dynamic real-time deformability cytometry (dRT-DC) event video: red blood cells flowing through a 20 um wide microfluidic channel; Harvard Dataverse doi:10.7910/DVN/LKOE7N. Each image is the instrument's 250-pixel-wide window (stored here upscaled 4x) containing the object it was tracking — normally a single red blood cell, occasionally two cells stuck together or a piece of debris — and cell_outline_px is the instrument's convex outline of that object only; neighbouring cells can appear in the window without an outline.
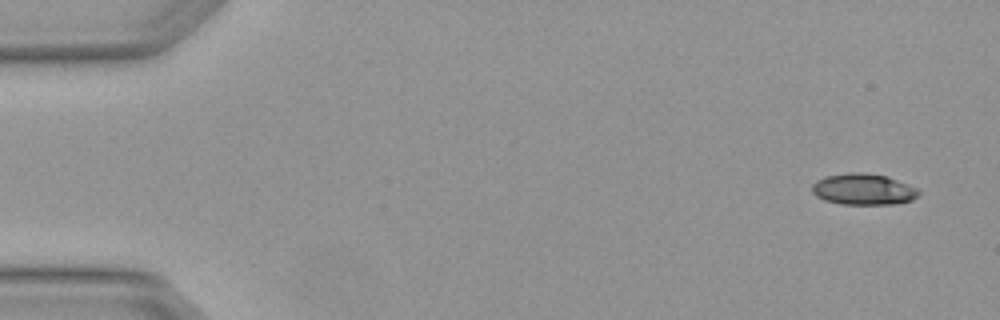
{"species": "Egyptian fruit bat (a non-hibernating species)", "species_latin": "Rousettus aegyptiacus", "temperature_condition": "warm", "stored_images_in_passage": 4, "camera_frame_rate_fps": 3000, "um_per_image_px": 0.085, "animal": {"sex": "female"}, "frame": {"image": 1, "passage_image": 1, "time_ms": 0.0, "image_size_px": [1000, 320], "cell_outline_px": [[920, 196], [912, 200], [896, 204], [840, 204], [824, 200], [816, 196], [812, 192], [812, 184], [816, 180], [824, 176], [848, 172], [860, 172], [888, 176], [916, 188], [920, 192]], "centroid_in_image_um": [73.37, 16.09], "position_along_channel_um": 11.6, "area_um2": 19.59}}
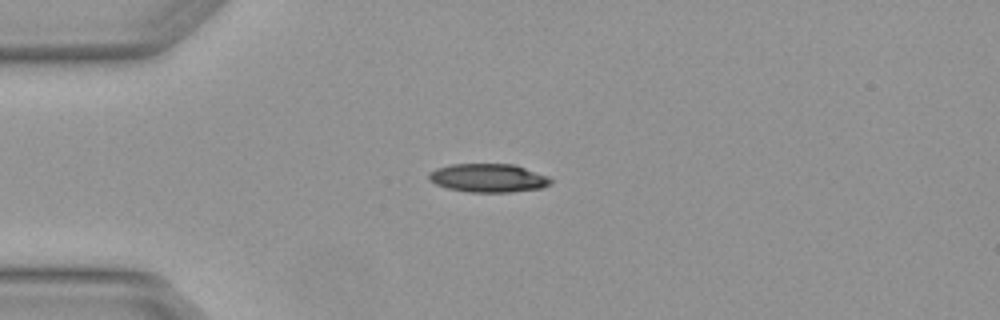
{"frame": {"image": 2, "passage_image": 3, "time_ms": 0.667, "image_size_px": [1000, 320], "cell_outline_px": [[552, 184], [544, 188], [512, 192], [468, 192], [448, 188], [436, 184], [428, 180], [428, 172], [436, 168], [452, 164], [512, 164], [548, 176], [552, 180]], "centroid_in_image_um": [41.5, 15.13], "position_along_channel_um": 43.5, "area_um2": 20.35}}
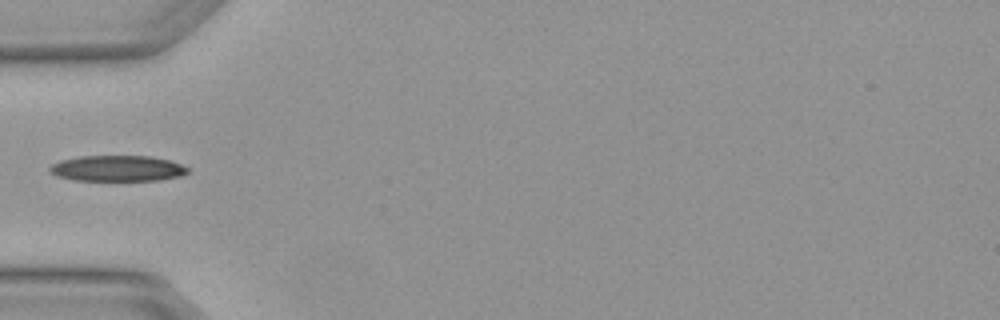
{"frame": {"image": 3, "passage_image": 4, "time_ms": 1.0, "image_size_px": [1000, 320], "cell_outline_px": [[192, 168], [184, 176], [160, 180], [72, 180], [56, 176], [48, 172], [48, 168], [52, 164], [60, 160], [80, 156], [152, 156], [172, 160]], "centroid_in_image_um": [10.03, 14.31], "position_along_channel_um": 75.0, "area_um2": 21.21}}